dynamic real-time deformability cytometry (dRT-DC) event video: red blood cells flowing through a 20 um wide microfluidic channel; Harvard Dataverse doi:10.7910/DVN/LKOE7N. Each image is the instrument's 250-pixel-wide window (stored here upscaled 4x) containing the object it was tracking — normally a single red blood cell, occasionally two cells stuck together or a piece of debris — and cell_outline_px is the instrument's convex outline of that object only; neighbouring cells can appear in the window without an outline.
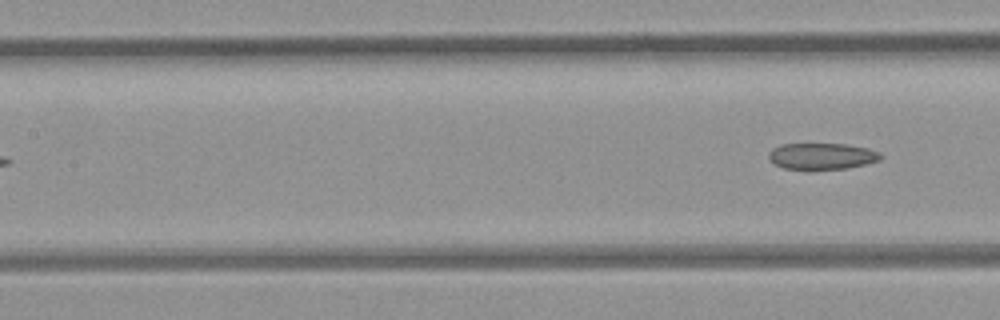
{"species": "common noctule bat (a hibernating species)", "species_latin": "Nyctalus noctula", "temperature_condition": "room temperature", "stored_images_in_passage": 7, "segment_of_instrument_passage": [2, 2], "camera_frame_rate_fps": 3000, "um_per_image_px": 0.085, "animal": {"sex": "female", "body_mass_g": 21.9}, "frame": {"image": 1, "passage_image": 7, "time_ms": 7.0, "image_size_px": [1000, 320], "cell_outline_px": [[884, 156], [880, 160], [848, 168], [812, 172], [808, 172], [784, 168], [768, 160], [768, 152], [772, 148], [780, 144], [848, 144], [868, 148], [880, 152]], "centroid_in_image_um": [69.83, 13.31], "position_along_channel_um": 137.6, "area_um2": 18.03}}